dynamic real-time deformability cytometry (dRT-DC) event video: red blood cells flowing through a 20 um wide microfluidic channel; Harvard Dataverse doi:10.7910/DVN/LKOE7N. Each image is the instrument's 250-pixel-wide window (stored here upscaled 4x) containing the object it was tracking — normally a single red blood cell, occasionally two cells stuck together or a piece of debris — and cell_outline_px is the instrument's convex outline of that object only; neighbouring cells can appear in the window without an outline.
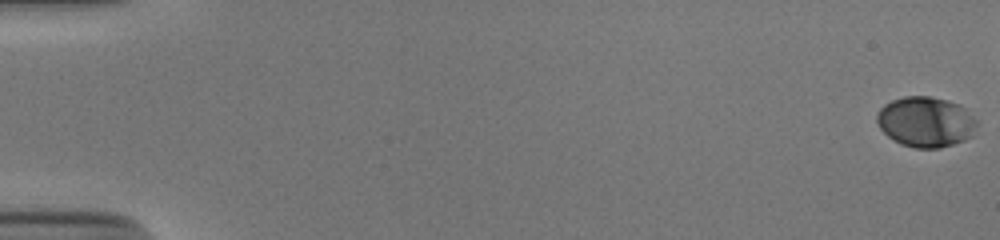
{"species": "human", "species_latin": "Homo sapiens", "temperature_condition": "cold", "stored_images_in_passage": 50, "camera_frame_rate_fps": 3000, "um_per_image_px": 0.085, "donor": {"sex": "male"}, "frame": {"image": 1, "passage_image": 1, "time_ms": 0.0, "image_size_px": [1000, 240], "cell_outline_px": [[976, 124], [972, 136], [964, 140], [940, 148], [912, 148], [900, 144], [892, 140], [880, 128], [876, 120], [876, 116], [880, 108], [884, 104], [892, 100], [904, 96], [928, 96], [948, 100], [960, 104], [976, 120]], "centroid_in_image_um": [78.66, 10.36], "position_along_channel_um": 6.3, "area_um2": 29.42}}
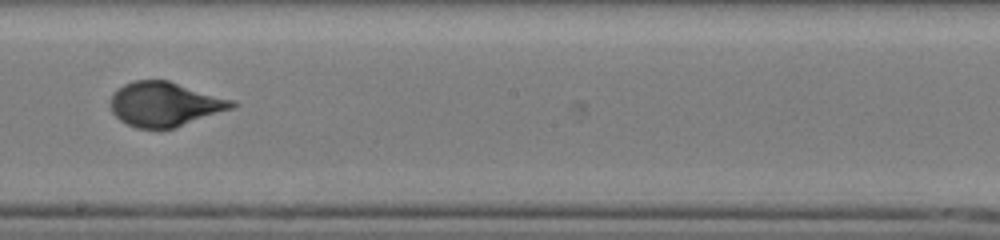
{"frame": {"image": 2, "passage_image": 33, "time_ms": 10.667, "image_size_px": [1000, 240], "cell_outline_px": [[236, 108], [176, 128], [136, 128], [120, 120], [112, 112], [112, 96], [124, 84], [136, 80], [168, 80], [232, 100], [236, 104]], "centroid_in_image_um": [14.06, 8.87], "position_along_channel_um": 234.1, "area_um2": 31.21}}
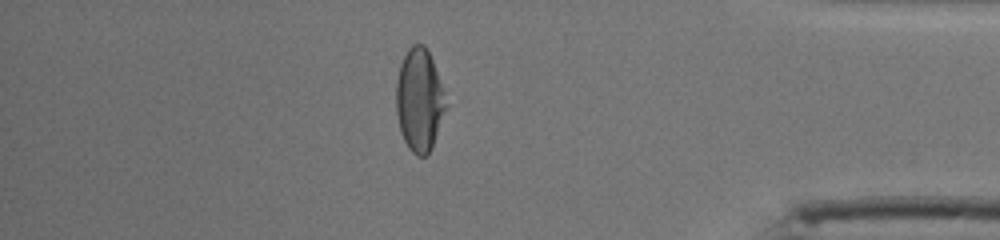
{"frame": {"image": 3, "passage_image": 48, "time_ms": 15.667, "image_size_px": [1000, 240], "cell_outline_px": [[448, 104], [432, 148], [424, 156], [416, 156], [408, 148], [400, 132], [396, 112], [396, 80], [400, 64], [408, 48], [412, 44], [424, 44], [432, 60], [444, 92]], "centroid_in_image_um": [35.64, 8.52], "position_along_channel_um": 399.6, "area_um2": 29.88}, "authors_computed_cell_mechanics": {"area_um2": 30.7496, "velocity_mm_per_s": 3.8823, "shape_relaxation_time_tau1_ms": 5.2164, "shape_relaxation_time_tau2_ms": null, "deformation_change_tau1": 0.2136, "deformation_change_tau2": null}}